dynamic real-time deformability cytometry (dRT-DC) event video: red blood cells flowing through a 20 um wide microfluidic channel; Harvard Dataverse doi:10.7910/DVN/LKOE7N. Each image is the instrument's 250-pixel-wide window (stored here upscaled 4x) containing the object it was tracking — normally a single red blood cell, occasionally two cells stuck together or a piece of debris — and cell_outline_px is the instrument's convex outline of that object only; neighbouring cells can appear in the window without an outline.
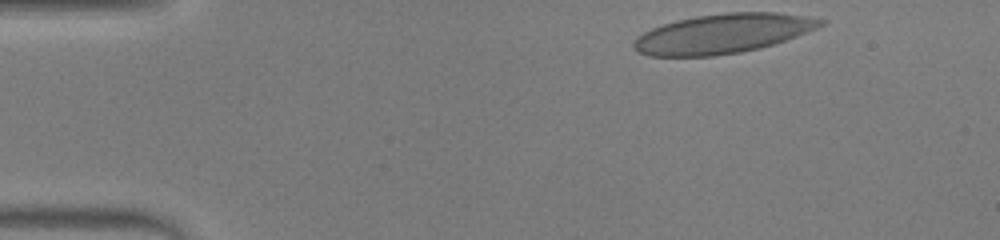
{"species": "human", "species_latin": "Homo sapiens", "temperature_condition": "warm", "stored_images_in_passage": 37, "camera_frame_rate_fps": 3000, "um_per_image_px": 0.085, "donor": {"sex": "male"}, "frame": {"image": 1, "passage_image": 1, "time_ms": 0.0, "image_size_px": [1000, 240], "cell_outline_px": [[828, 20], [824, 24], [816, 28], [796, 36], [760, 48], [740, 52], [712, 56], [648, 56], [636, 52], [632, 48], [632, 44], [636, 36], [652, 28], [676, 20], [696, 16], [728, 12], [776, 12], [804, 16]], "centroid_in_image_um": [61.38, 2.86], "position_along_channel_um": 23.6, "area_um2": 42.89}}
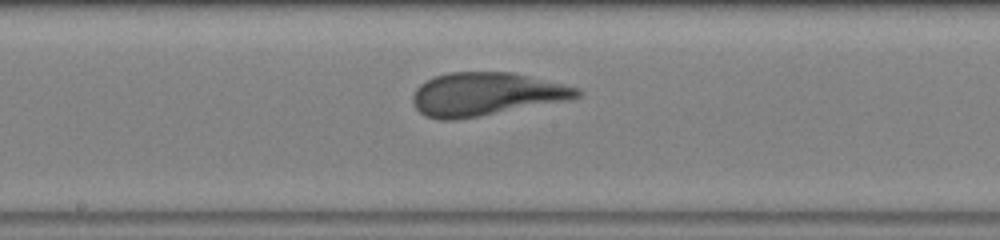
{"frame": {"image": 2, "passage_image": 20, "time_ms": 6.333, "image_size_px": [1000, 240], "cell_outline_px": [[584, 92], [580, 96], [572, 100], [480, 116], [456, 120], [440, 120], [424, 116], [416, 108], [412, 100], [412, 96], [416, 88], [420, 84], [432, 76], [448, 72], [512, 72], [580, 88]], "centroid_in_image_um": [41.32, 8.01], "position_along_channel_um": 206.9, "area_um2": 41.79}}
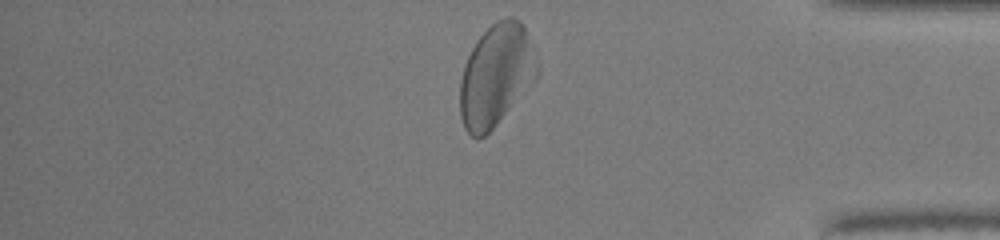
{"frame": {"image": 3, "passage_image": 35, "time_ms": 11.333, "image_size_px": [1000, 240], "cell_outline_px": [[540, 72], [536, 80], [496, 124], [484, 136], [472, 136], [464, 128], [460, 116], [460, 80], [464, 64], [476, 40], [496, 20], [504, 16], [512, 16], [524, 28], [540, 68]], "centroid_in_image_um": [42.16, 6.39], "position_along_channel_um": 393.0, "area_um2": 45.55}, "authors_computed_cell_mechanics": {"area_um2": 42.483, "velocity_mm_per_s": 4.2285, "shape_relaxation_time_tau1_ms": 2.7783, "shape_relaxation_time_tau2_ms": 0.8142, "deformation_change_tau1": 0.1471, "deformation_change_tau2": 0.0729}}